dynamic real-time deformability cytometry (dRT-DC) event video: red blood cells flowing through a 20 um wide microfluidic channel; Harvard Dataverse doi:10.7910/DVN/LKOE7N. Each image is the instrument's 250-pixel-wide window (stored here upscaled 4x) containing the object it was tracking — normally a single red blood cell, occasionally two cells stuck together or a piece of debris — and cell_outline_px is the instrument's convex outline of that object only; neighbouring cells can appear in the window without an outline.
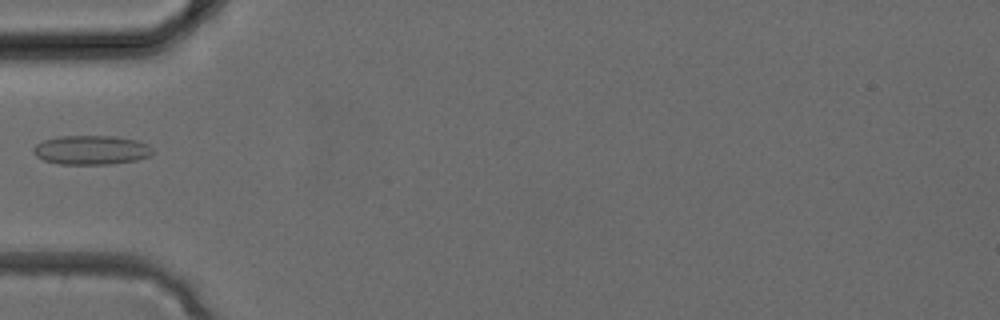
{"species": "common noctule bat (a hibernating species)", "species_latin": "Nyctalus noctula", "temperature_condition": "cold", "stored_images_in_passage": 3, "camera_frame_rate_fps": 3000, "um_per_image_px": 0.085, "animal": {"sex": "female", "body_mass_g": 24.6, "forearm_length_mm": 56.2}, "frame": {"image": 1, "passage_image": 3, "time_ms": 0.667, "image_size_px": [1000, 320], "cell_outline_px": [[152, 152], [148, 156], [136, 160], [108, 164], [60, 164], [44, 160], [36, 156], [32, 152], [32, 148], [36, 144], [44, 140], [60, 136], [112, 136], [136, 140], [148, 144], [152, 148]], "centroid_in_image_um": [7.72, 12.75], "position_along_channel_um": 77.3, "area_um2": 20.17}}